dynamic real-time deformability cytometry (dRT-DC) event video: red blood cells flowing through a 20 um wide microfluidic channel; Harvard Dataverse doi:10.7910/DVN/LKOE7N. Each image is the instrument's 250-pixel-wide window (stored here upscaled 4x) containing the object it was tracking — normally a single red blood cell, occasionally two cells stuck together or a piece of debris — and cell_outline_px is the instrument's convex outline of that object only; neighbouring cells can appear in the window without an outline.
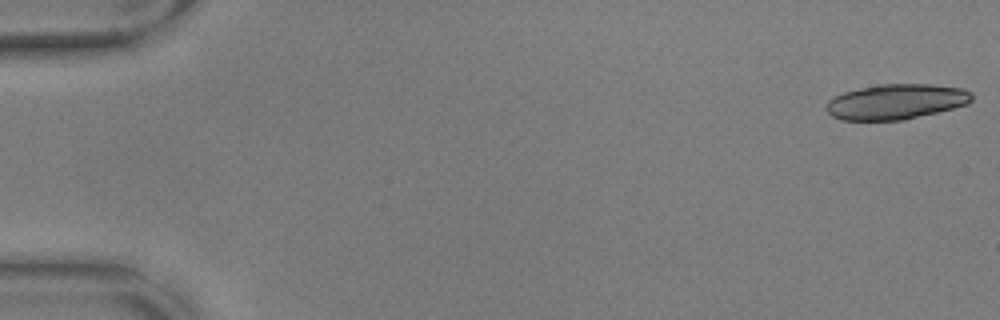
{"species": "common noctule bat (a hibernating species)", "species_latin": "Nyctalus noctula", "temperature_condition": "warm", "stored_images_in_passage": 20, "camera_frame_rate_fps": 3000, "um_per_image_px": 0.085, "animal": {"sex": "male", "body_mass_g": 17.9, "forearm_length_mm": 54.2}, "frame": {"image": 1, "passage_image": 1, "time_ms": 0.0, "image_size_px": [1000, 320], "cell_outline_px": [[972, 100], [968, 104], [904, 120], [840, 120], [832, 116], [824, 108], [828, 100], [844, 92], [860, 88], [880, 84], [932, 84], [964, 88], [972, 92]], "centroid_in_image_um": [76.17, 8.64], "position_along_channel_um": 8.8, "area_um2": 29.94}}